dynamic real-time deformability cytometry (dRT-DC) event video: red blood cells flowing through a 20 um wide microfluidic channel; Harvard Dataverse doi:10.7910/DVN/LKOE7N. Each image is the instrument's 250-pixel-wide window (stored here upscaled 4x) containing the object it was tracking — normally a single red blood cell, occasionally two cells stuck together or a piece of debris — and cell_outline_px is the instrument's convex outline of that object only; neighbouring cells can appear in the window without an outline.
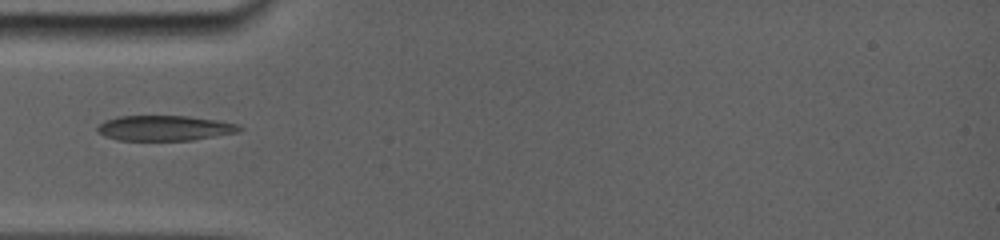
{"species": "common noctule bat (a hibernating species)", "species_latin": "Nyctalus noctula", "temperature_condition": "room temperature", "stored_images_in_passage": 60, "camera_frame_rate_fps": 5000, "um_per_image_px": 0.085, "animal": {"sex": "female", "body_mass_g": 19.0, "forearm_length_mm": 56.7}, "frame": {"image": 1, "passage_image": 1, "time_ms": 0.0, "image_size_px": [1000, 240], "cell_outline_px": [[240, 128], [232, 132], [192, 140], [120, 140], [108, 136], [100, 132], [96, 128], [104, 120], [120, 116], [188, 116], [216, 120], [236, 124]], "centroid_in_image_um": [13.91, 10.87], "position_along_channel_um": 71.1, "area_um2": 20.17}}
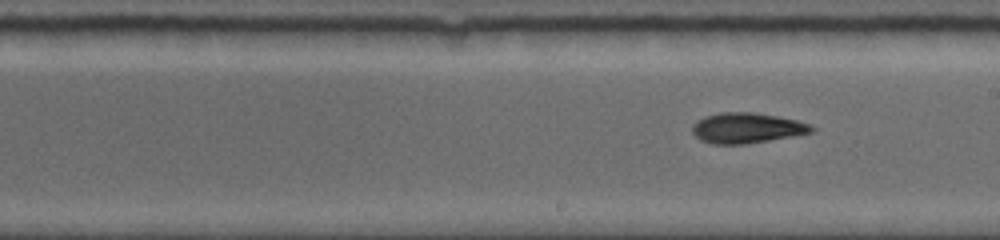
{"frame": {"image": 2, "passage_image": 27, "time_ms": 4.0, "image_size_px": [1000, 240], "cell_outline_px": [[816, 128], [812, 132], [768, 140], [744, 144], [712, 144], [700, 140], [692, 132], [692, 124], [696, 120], [704, 116], [720, 112], [752, 112], [776, 116], [796, 120], [808, 124]], "centroid_in_image_um": [63.41, 10.87], "position_along_channel_um": 225.6, "area_um2": 20.98}}
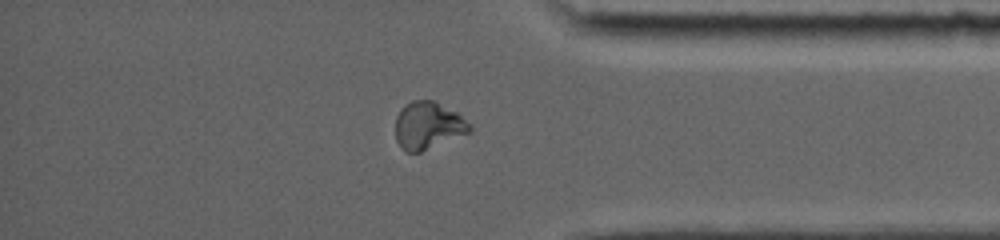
{"frame": {"image": 3, "passage_image": 51, "time_ms": 8.6, "image_size_px": [1000, 240], "cell_outline_px": [[472, 132], [420, 152], [408, 152], [400, 148], [396, 140], [396, 116], [400, 108], [404, 104], [412, 100], [432, 100], [456, 112], [472, 124]], "centroid_in_image_um": [36.38, 10.67], "position_along_channel_um": 398.8, "area_um2": 20.69}}